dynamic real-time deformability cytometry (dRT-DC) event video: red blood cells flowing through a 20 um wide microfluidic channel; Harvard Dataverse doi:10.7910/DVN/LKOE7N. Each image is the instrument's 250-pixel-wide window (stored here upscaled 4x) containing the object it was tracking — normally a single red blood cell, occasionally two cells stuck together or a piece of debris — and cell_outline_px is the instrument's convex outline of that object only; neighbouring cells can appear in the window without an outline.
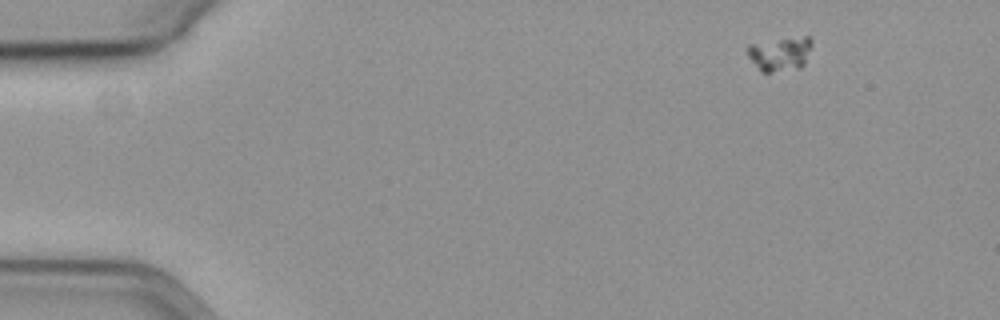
{"species": "common noctule bat (a hibernating species)", "species_latin": "Nyctalus noctula", "temperature_condition": "cold", "stored_images_in_passage": 14, "camera_frame_rate_fps": 3000, "um_per_image_px": 0.085, "animal": {"sex": "female", "body_mass_g": 19.3, "forearm_length_mm": 54.1}, "frame": {"image": 1, "passage_image": 4, "time_ms": 1.0, "image_size_px": [1000, 320], "cell_outline_px": [[812, 44], [804, 64], [800, 68], [772, 72], [760, 72], [748, 56], [744, 48], [748, 44], [804, 36], [808, 36], [812, 40]], "centroid_in_image_um": [66.27, 4.58], "position_along_channel_um": 18.7, "area_um2": 12.83}}